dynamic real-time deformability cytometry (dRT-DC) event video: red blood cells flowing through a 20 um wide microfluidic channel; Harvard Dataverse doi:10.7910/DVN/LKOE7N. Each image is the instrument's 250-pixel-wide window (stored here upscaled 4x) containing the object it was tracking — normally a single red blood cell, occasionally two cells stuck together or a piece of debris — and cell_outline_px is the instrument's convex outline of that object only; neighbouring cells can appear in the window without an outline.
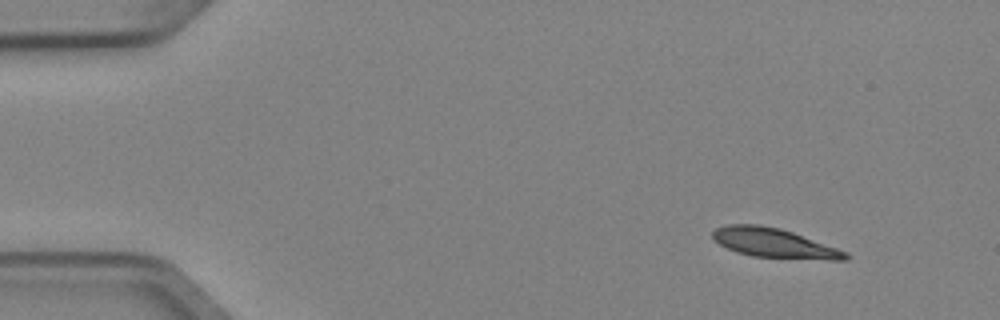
{"species": "Egyptian fruit bat (a non-hibernating species)", "species_latin": "Rousettus aegyptiacus", "temperature_condition": "cold", "stored_images_in_passage": 4, "camera_frame_rate_fps": 3000, "um_per_image_px": 0.085, "animal": {"sex": "female"}, "frame": {"image": 1, "passage_image": 1, "time_ms": 0.0, "image_size_px": [1000, 320], "cell_outline_px": [[852, 256], [848, 260], [828, 260], [752, 256], [736, 252], [720, 244], [712, 236], [712, 232], [716, 228], [728, 224], [760, 224], [780, 228], [792, 232], [848, 252]], "centroid_in_image_um": [65.83, 20.66], "position_along_channel_um": 19.2, "area_um2": 22.72}}
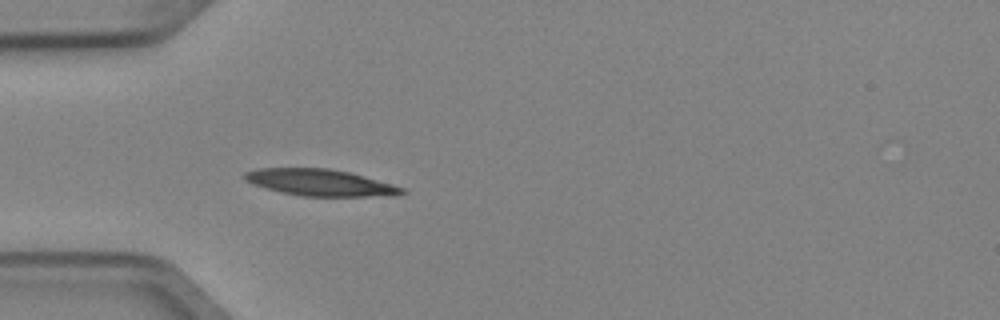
{"frame": {"image": 2, "passage_image": 4, "time_ms": 1.0, "image_size_px": [1000, 320], "cell_outline_px": [[408, 192], [396, 196], [304, 196], [284, 192], [252, 184], [244, 180], [240, 176], [244, 172], [256, 168], [328, 168], [348, 172], [392, 184], [404, 188]], "centroid_in_image_um": [27.2, 15.51], "position_along_channel_um": 57.8, "area_um2": 24.33}}